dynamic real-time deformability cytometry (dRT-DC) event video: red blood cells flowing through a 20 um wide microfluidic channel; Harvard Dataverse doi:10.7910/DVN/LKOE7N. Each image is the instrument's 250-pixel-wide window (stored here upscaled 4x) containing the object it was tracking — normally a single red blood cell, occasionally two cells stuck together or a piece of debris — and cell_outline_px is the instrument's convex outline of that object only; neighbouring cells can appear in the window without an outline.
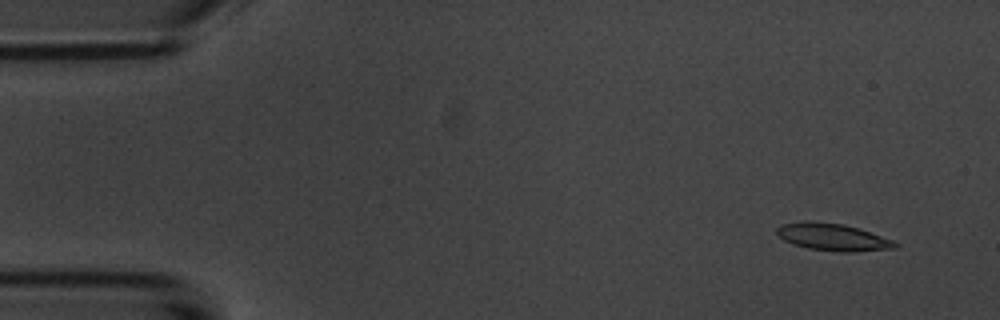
{"species": "common noctule bat (a hibernating species)", "species_latin": "Nyctalus noctula", "temperature_condition": "room temperature", "stored_images_in_passage": 54, "camera_frame_rate_fps": 3000, "um_per_image_px": 0.085, "animal": {"sex": "male", "body_mass_g": 20.1, "forearm_length_mm": 53.5}, "frame": {"image": 1, "passage_image": 4, "time_ms": 1.0, "image_size_px": [1000, 320], "cell_outline_px": [[900, 244], [896, 248], [856, 252], [840, 252], [808, 248], [792, 244], [784, 240], [776, 232], [776, 228], [780, 224], [844, 224], [860, 228], [892, 240]], "centroid_in_image_um": [70.88, 20.21], "position_along_channel_um": 14.1, "area_um2": 18.03}}
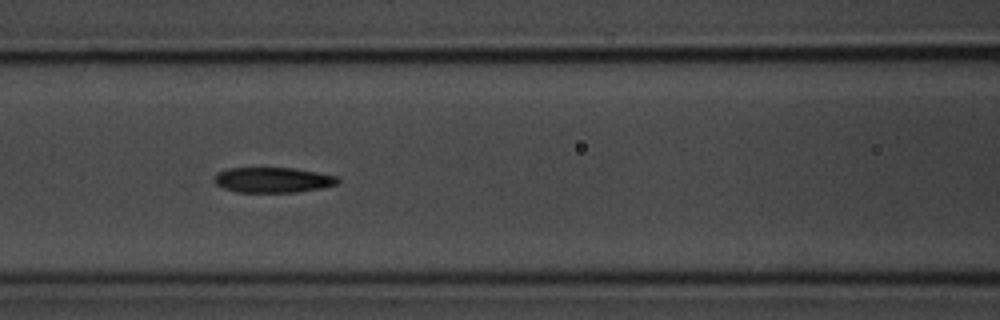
{"frame": {"image": 2, "passage_image": 23, "time_ms": 7.333, "image_size_px": [1000, 320], "cell_outline_px": [[340, 180], [336, 184], [320, 188], [296, 192], [236, 192], [224, 188], [216, 184], [212, 180], [216, 172], [228, 168], [292, 168], [340, 176]], "centroid_in_image_um": [23.16, 15.29], "position_along_channel_um": 143.4, "area_um2": 18.26}}
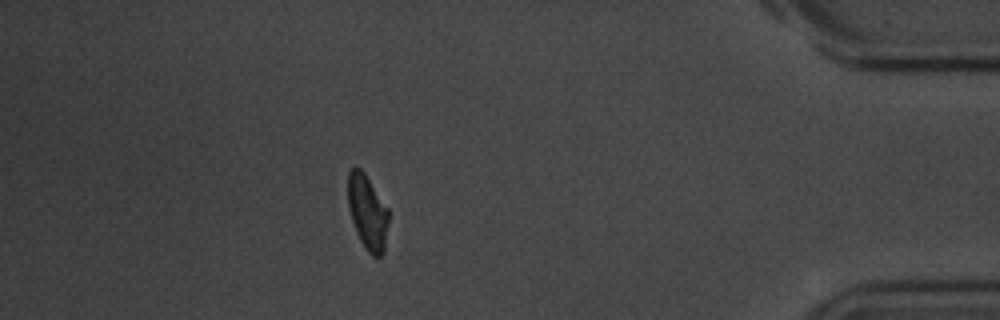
{"frame": {"image": 3, "passage_image": 48, "time_ms": 15.667, "image_size_px": [1000, 320], "cell_outline_px": [[388, 224], [384, 252], [380, 256], [372, 256], [364, 248], [356, 232], [352, 220], [348, 204], [348, 172], [356, 164], [364, 172], [388, 208]], "centroid_in_image_um": [31.23, 18.03], "position_along_channel_um": 404.0, "area_um2": 17.74}, "authors_computed_cell_mechanics": {"area_um2": 18.4382, "velocity_mm_per_s": 3.679, "shape_relaxation_time_tau1_ms": 2.8758, "shape_relaxation_time_tau2_ms": 4.8937, "deformation_change_tau1": 0.1637, "deformation_change_tau2": 0.1279}}